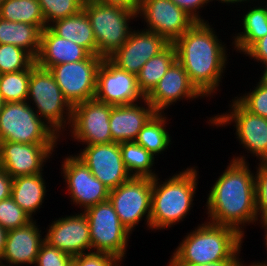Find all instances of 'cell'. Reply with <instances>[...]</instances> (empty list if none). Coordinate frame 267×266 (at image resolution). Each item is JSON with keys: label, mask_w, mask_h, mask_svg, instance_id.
I'll list each match as a JSON object with an SVG mask.
<instances>
[{"label": "cell", "mask_w": 267, "mask_h": 266, "mask_svg": "<svg viewBox=\"0 0 267 266\" xmlns=\"http://www.w3.org/2000/svg\"><path fill=\"white\" fill-rule=\"evenodd\" d=\"M77 212L55 218L43 229L45 242L72 257L92 251L88 218Z\"/></svg>", "instance_id": "obj_18"}, {"label": "cell", "mask_w": 267, "mask_h": 266, "mask_svg": "<svg viewBox=\"0 0 267 266\" xmlns=\"http://www.w3.org/2000/svg\"><path fill=\"white\" fill-rule=\"evenodd\" d=\"M168 116L170 115L166 112H156L140 130L135 140L137 144L144 147L156 159L159 155H164V152H167L172 147L171 144H173V138L169 131V126L172 127V124L169 125L172 122L169 121L172 119Z\"/></svg>", "instance_id": "obj_27"}, {"label": "cell", "mask_w": 267, "mask_h": 266, "mask_svg": "<svg viewBox=\"0 0 267 266\" xmlns=\"http://www.w3.org/2000/svg\"><path fill=\"white\" fill-rule=\"evenodd\" d=\"M69 266H77V265L72 261Z\"/></svg>", "instance_id": "obj_51"}, {"label": "cell", "mask_w": 267, "mask_h": 266, "mask_svg": "<svg viewBox=\"0 0 267 266\" xmlns=\"http://www.w3.org/2000/svg\"><path fill=\"white\" fill-rule=\"evenodd\" d=\"M13 178L0 168V201L11 197Z\"/></svg>", "instance_id": "obj_42"}, {"label": "cell", "mask_w": 267, "mask_h": 266, "mask_svg": "<svg viewBox=\"0 0 267 266\" xmlns=\"http://www.w3.org/2000/svg\"><path fill=\"white\" fill-rule=\"evenodd\" d=\"M77 266H122L123 264L114 255L103 252H86L73 257Z\"/></svg>", "instance_id": "obj_39"}, {"label": "cell", "mask_w": 267, "mask_h": 266, "mask_svg": "<svg viewBox=\"0 0 267 266\" xmlns=\"http://www.w3.org/2000/svg\"><path fill=\"white\" fill-rule=\"evenodd\" d=\"M248 6V9L247 7ZM253 6V7H252ZM243 13L239 14L240 30L233 32L229 41L231 52L244 54L262 37L267 34V5L261 0L257 3L239 7ZM245 8V9H244ZM241 15V17H240ZM242 30V31H241ZM233 36V37H232Z\"/></svg>", "instance_id": "obj_23"}, {"label": "cell", "mask_w": 267, "mask_h": 266, "mask_svg": "<svg viewBox=\"0 0 267 266\" xmlns=\"http://www.w3.org/2000/svg\"><path fill=\"white\" fill-rule=\"evenodd\" d=\"M253 169L255 170L257 214L261 221L267 219V160L257 161Z\"/></svg>", "instance_id": "obj_37"}, {"label": "cell", "mask_w": 267, "mask_h": 266, "mask_svg": "<svg viewBox=\"0 0 267 266\" xmlns=\"http://www.w3.org/2000/svg\"><path fill=\"white\" fill-rule=\"evenodd\" d=\"M137 19L144 24L143 30L157 33L169 43H174L197 22L172 0H140Z\"/></svg>", "instance_id": "obj_13"}, {"label": "cell", "mask_w": 267, "mask_h": 266, "mask_svg": "<svg viewBox=\"0 0 267 266\" xmlns=\"http://www.w3.org/2000/svg\"><path fill=\"white\" fill-rule=\"evenodd\" d=\"M108 200L122 225L131 234L142 221V227L145 225L144 229L151 232L152 178L131 177L117 188L109 190Z\"/></svg>", "instance_id": "obj_9"}, {"label": "cell", "mask_w": 267, "mask_h": 266, "mask_svg": "<svg viewBox=\"0 0 267 266\" xmlns=\"http://www.w3.org/2000/svg\"><path fill=\"white\" fill-rule=\"evenodd\" d=\"M61 144V138L28 102H6L0 113V142Z\"/></svg>", "instance_id": "obj_8"}, {"label": "cell", "mask_w": 267, "mask_h": 266, "mask_svg": "<svg viewBox=\"0 0 267 266\" xmlns=\"http://www.w3.org/2000/svg\"><path fill=\"white\" fill-rule=\"evenodd\" d=\"M257 225L261 226L260 229H263V231H264V233H263L264 235H262L264 240H262V241H263V245L265 246L266 253H267V219L258 221ZM261 262L267 263V260L266 259L264 261L261 260Z\"/></svg>", "instance_id": "obj_47"}, {"label": "cell", "mask_w": 267, "mask_h": 266, "mask_svg": "<svg viewBox=\"0 0 267 266\" xmlns=\"http://www.w3.org/2000/svg\"><path fill=\"white\" fill-rule=\"evenodd\" d=\"M83 10L90 19L97 43V56L101 58L113 55L136 28L131 26L138 20L136 10L94 0H84Z\"/></svg>", "instance_id": "obj_6"}, {"label": "cell", "mask_w": 267, "mask_h": 266, "mask_svg": "<svg viewBox=\"0 0 267 266\" xmlns=\"http://www.w3.org/2000/svg\"><path fill=\"white\" fill-rule=\"evenodd\" d=\"M57 145L0 142V168L12 178L44 173L47 163L57 155Z\"/></svg>", "instance_id": "obj_16"}, {"label": "cell", "mask_w": 267, "mask_h": 266, "mask_svg": "<svg viewBox=\"0 0 267 266\" xmlns=\"http://www.w3.org/2000/svg\"><path fill=\"white\" fill-rule=\"evenodd\" d=\"M0 18L35 25L41 30L46 27L38 0H3Z\"/></svg>", "instance_id": "obj_31"}, {"label": "cell", "mask_w": 267, "mask_h": 266, "mask_svg": "<svg viewBox=\"0 0 267 266\" xmlns=\"http://www.w3.org/2000/svg\"><path fill=\"white\" fill-rule=\"evenodd\" d=\"M59 168L68 199L81 212L108 200L109 189L98 180L75 154L62 156Z\"/></svg>", "instance_id": "obj_12"}, {"label": "cell", "mask_w": 267, "mask_h": 266, "mask_svg": "<svg viewBox=\"0 0 267 266\" xmlns=\"http://www.w3.org/2000/svg\"><path fill=\"white\" fill-rule=\"evenodd\" d=\"M48 28L57 36L84 47L91 55H97V43L90 19L82 9L69 17L55 21Z\"/></svg>", "instance_id": "obj_26"}, {"label": "cell", "mask_w": 267, "mask_h": 266, "mask_svg": "<svg viewBox=\"0 0 267 266\" xmlns=\"http://www.w3.org/2000/svg\"><path fill=\"white\" fill-rule=\"evenodd\" d=\"M237 260H223L205 264L167 263L166 266H236Z\"/></svg>", "instance_id": "obj_44"}, {"label": "cell", "mask_w": 267, "mask_h": 266, "mask_svg": "<svg viewBox=\"0 0 267 266\" xmlns=\"http://www.w3.org/2000/svg\"><path fill=\"white\" fill-rule=\"evenodd\" d=\"M72 261L71 255L44 241L40 246L34 266H69Z\"/></svg>", "instance_id": "obj_38"}, {"label": "cell", "mask_w": 267, "mask_h": 266, "mask_svg": "<svg viewBox=\"0 0 267 266\" xmlns=\"http://www.w3.org/2000/svg\"><path fill=\"white\" fill-rule=\"evenodd\" d=\"M46 27L83 9L84 0H38Z\"/></svg>", "instance_id": "obj_34"}, {"label": "cell", "mask_w": 267, "mask_h": 266, "mask_svg": "<svg viewBox=\"0 0 267 266\" xmlns=\"http://www.w3.org/2000/svg\"><path fill=\"white\" fill-rule=\"evenodd\" d=\"M205 99L191 83L187 72L176 60L160 79L154 89L145 97L156 112L165 113L171 106L183 100L189 102Z\"/></svg>", "instance_id": "obj_19"}, {"label": "cell", "mask_w": 267, "mask_h": 266, "mask_svg": "<svg viewBox=\"0 0 267 266\" xmlns=\"http://www.w3.org/2000/svg\"><path fill=\"white\" fill-rule=\"evenodd\" d=\"M172 1L179 8L185 10L197 22H208L207 19L202 17L201 13L202 10H205L206 7H208L209 5L212 6L211 3L213 2V0H172Z\"/></svg>", "instance_id": "obj_40"}, {"label": "cell", "mask_w": 267, "mask_h": 266, "mask_svg": "<svg viewBox=\"0 0 267 266\" xmlns=\"http://www.w3.org/2000/svg\"><path fill=\"white\" fill-rule=\"evenodd\" d=\"M170 175L164 179L160 174L152 178L151 232L168 230L185 221L193 211V201H197L201 178L198 166L190 165Z\"/></svg>", "instance_id": "obj_3"}, {"label": "cell", "mask_w": 267, "mask_h": 266, "mask_svg": "<svg viewBox=\"0 0 267 266\" xmlns=\"http://www.w3.org/2000/svg\"><path fill=\"white\" fill-rule=\"evenodd\" d=\"M33 220L12 197L0 201V225L7 231L26 226Z\"/></svg>", "instance_id": "obj_36"}, {"label": "cell", "mask_w": 267, "mask_h": 266, "mask_svg": "<svg viewBox=\"0 0 267 266\" xmlns=\"http://www.w3.org/2000/svg\"><path fill=\"white\" fill-rule=\"evenodd\" d=\"M27 102L60 138L68 132L73 107L49 70L36 66L31 71Z\"/></svg>", "instance_id": "obj_7"}, {"label": "cell", "mask_w": 267, "mask_h": 266, "mask_svg": "<svg viewBox=\"0 0 267 266\" xmlns=\"http://www.w3.org/2000/svg\"><path fill=\"white\" fill-rule=\"evenodd\" d=\"M34 219L26 226L8 231L4 253L0 259L3 266H33L41 244L44 231ZM43 235V236H42Z\"/></svg>", "instance_id": "obj_21"}, {"label": "cell", "mask_w": 267, "mask_h": 266, "mask_svg": "<svg viewBox=\"0 0 267 266\" xmlns=\"http://www.w3.org/2000/svg\"><path fill=\"white\" fill-rule=\"evenodd\" d=\"M207 192L203 207L205 220L229 226L243 237L247 226H256L259 219L256 207L255 171L249 162L229 159Z\"/></svg>", "instance_id": "obj_1"}, {"label": "cell", "mask_w": 267, "mask_h": 266, "mask_svg": "<svg viewBox=\"0 0 267 266\" xmlns=\"http://www.w3.org/2000/svg\"><path fill=\"white\" fill-rule=\"evenodd\" d=\"M155 113L146 99L135 104L113 106L109 118L112 140L119 143L135 141L140 130Z\"/></svg>", "instance_id": "obj_22"}, {"label": "cell", "mask_w": 267, "mask_h": 266, "mask_svg": "<svg viewBox=\"0 0 267 266\" xmlns=\"http://www.w3.org/2000/svg\"><path fill=\"white\" fill-rule=\"evenodd\" d=\"M252 85L253 89L236 95L234 98L248 111L267 118V83L261 79Z\"/></svg>", "instance_id": "obj_35"}, {"label": "cell", "mask_w": 267, "mask_h": 266, "mask_svg": "<svg viewBox=\"0 0 267 266\" xmlns=\"http://www.w3.org/2000/svg\"><path fill=\"white\" fill-rule=\"evenodd\" d=\"M177 60L176 48L170 43L162 52L149 59L137 74L138 88L146 97Z\"/></svg>", "instance_id": "obj_29"}, {"label": "cell", "mask_w": 267, "mask_h": 266, "mask_svg": "<svg viewBox=\"0 0 267 266\" xmlns=\"http://www.w3.org/2000/svg\"><path fill=\"white\" fill-rule=\"evenodd\" d=\"M84 213L88 218L92 251L108 253L125 262L132 234L122 225L110 201L98 203Z\"/></svg>", "instance_id": "obj_10"}, {"label": "cell", "mask_w": 267, "mask_h": 266, "mask_svg": "<svg viewBox=\"0 0 267 266\" xmlns=\"http://www.w3.org/2000/svg\"><path fill=\"white\" fill-rule=\"evenodd\" d=\"M185 233L168 263L205 264L223 260H238L245 237L229 226L208 221L197 224Z\"/></svg>", "instance_id": "obj_4"}, {"label": "cell", "mask_w": 267, "mask_h": 266, "mask_svg": "<svg viewBox=\"0 0 267 266\" xmlns=\"http://www.w3.org/2000/svg\"><path fill=\"white\" fill-rule=\"evenodd\" d=\"M4 103L5 102H4L3 98L0 95V113H1V110L3 109Z\"/></svg>", "instance_id": "obj_50"}, {"label": "cell", "mask_w": 267, "mask_h": 266, "mask_svg": "<svg viewBox=\"0 0 267 266\" xmlns=\"http://www.w3.org/2000/svg\"><path fill=\"white\" fill-rule=\"evenodd\" d=\"M42 30L35 25L0 18V44H12L26 50L36 59Z\"/></svg>", "instance_id": "obj_28"}, {"label": "cell", "mask_w": 267, "mask_h": 266, "mask_svg": "<svg viewBox=\"0 0 267 266\" xmlns=\"http://www.w3.org/2000/svg\"><path fill=\"white\" fill-rule=\"evenodd\" d=\"M112 107L95 98L74 105L69 132L62 136L61 142L67 138L82 146L114 142L109 127Z\"/></svg>", "instance_id": "obj_11"}, {"label": "cell", "mask_w": 267, "mask_h": 266, "mask_svg": "<svg viewBox=\"0 0 267 266\" xmlns=\"http://www.w3.org/2000/svg\"><path fill=\"white\" fill-rule=\"evenodd\" d=\"M46 173L13 178L11 197L32 219L44 208L43 203L48 199L46 197H49L47 192L50 186L44 178Z\"/></svg>", "instance_id": "obj_25"}, {"label": "cell", "mask_w": 267, "mask_h": 266, "mask_svg": "<svg viewBox=\"0 0 267 266\" xmlns=\"http://www.w3.org/2000/svg\"><path fill=\"white\" fill-rule=\"evenodd\" d=\"M35 59L20 47L0 44V74L28 69Z\"/></svg>", "instance_id": "obj_33"}, {"label": "cell", "mask_w": 267, "mask_h": 266, "mask_svg": "<svg viewBox=\"0 0 267 266\" xmlns=\"http://www.w3.org/2000/svg\"><path fill=\"white\" fill-rule=\"evenodd\" d=\"M7 235H8V231L0 225V259L5 250Z\"/></svg>", "instance_id": "obj_46"}, {"label": "cell", "mask_w": 267, "mask_h": 266, "mask_svg": "<svg viewBox=\"0 0 267 266\" xmlns=\"http://www.w3.org/2000/svg\"><path fill=\"white\" fill-rule=\"evenodd\" d=\"M90 53L82 46L55 35L48 27L41 33L37 66L49 70L52 66L85 60Z\"/></svg>", "instance_id": "obj_24"}, {"label": "cell", "mask_w": 267, "mask_h": 266, "mask_svg": "<svg viewBox=\"0 0 267 266\" xmlns=\"http://www.w3.org/2000/svg\"><path fill=\"white\" fill-rule=\"evenodd\" d=\"M36 66L34 62L28 69L0 74V95L5 103L27 101L31 71Z\"/></svg>", "instance_id": "obj_32"}, {"label": "cell", "mask_w": 267, "mask_h": 266, "mask_svg": "<svg viewBox=\"0 0 267 266\" xmlns=\"http://www.w3.org/2000/svg\"><path fill=\"white\" fill-rule=\"evenodd\" d=\"M254 63H261L260 68L267 63V34L258 40L245 54Z\"/></svg>", "instance_id": "obj_41"}, {"label": "cell", "mask_w": 267, "mask_h": 266, "mask_svg": "<svg viewBox=\"0 0 267 266\" xmlns=\"http://www.w3.org/2000/svg\"><path fill=\"white\" fill-rule=\"evenodd\" d=\"M213 1H218L217 3H221V5H225V6H230L229 8L231 9L232 11V6H233V9L235 8L234 5H236V8H239L241 6H244V5H249L250 4H254V3H257L258 1L260 0H213ZM238 6V7H237Z\"/></svg>", "instance_id": "obj_45"}, {"label": "cell", "mask_w": 267, "mask_h": 266, "mask_svg": "<svg viewBox=\"0 0 267 266\" xmlns=\"http://www.w3.org/2000/svg\"><path fill=\"white\" fill-rule=\"evenodd\" d=\"M228 103V111L223 113L214 114L211 117H206V124L211 128L216 127H233V132L236 141H238L241 148L244 150L241 153L232 154L231 159L248 162L250 156L256 157V161L267 160V118L259 115H255L246 110L235 98ZM245 151V152H244ZM243 152V153H242ZM247 153V154H245ZM237 154V156H236ZM243 154V155H242Z\"/></svg>", "instance_id": "obj_5"}, {"label": "cell", "mask_w": 267, "mask_h": 266, "mask_svg": "<svg viewBox=\"0 0 267 266\" xmlns=\"http://www.w3.org/2000/svg\"><path fill=\"white\" fill-rule=\"evenodd\" d=\"M102 60L100 56L90 54L85 60L58 64L49 69L72 107L95 97L97 71Z\"/></svg>", "instance_id": "obj_14"}, {"label": "cell", "mask_w": 267, "mask_h": 266, "mask_svg": "<svg viewBox=\"0 0 267 266\" xmlns=\"http://www.w3.org/2000/svg\"><path fill=\"white\" fill-rule=\"evenodd\" d=\"M134 28L126 42L109 59L119 68L137 75L143 65L170 43L157 33Z\"/></svg>", "instance_id": "obj_20"}, {"label": "cell", "mask_w": 267, "mask_h": 266, "mask_svg": "<svg viewBox=\"0 0 267 266\" xmlns=\"http://www.w3.org/2000/svg\"><path fill=\"white\" fill-rule=\"evenodd\" d=\"M96 100L112 106L141 102L145 96L138 88L137 75L129 73L109 58H103L97 71Z\"/></svg>", "instance_id": "obj_15"}, {"label": "cell", "mask_w": 267, "mask_h": 266, "mask_svg": "<svg viewBox=\"0 0 267 266\" xmlns=\"http://www.w3.org/2000/svg\"><path fill=\"white\" fill-rule=\"evenodd\" d=\"M216 31L209 21L196 22L173 43L177 61L191 83L209 101L222 91L225 70L232 60L228 58L231 54H228L227 43L219 39L221 36Z\"/></svg>", "instance_id": "obj_2"}, {"label": "cell", "mask_w": 267, "mask_h": 266, "mask_svg": "<svg viewBox=\"0 0 267 266\" xmlns=\"http://www.w3.org/2000/svg\"><path fill=\"white\" fill-rule=\"evenodd\" d=\"M244 261L242 256H239L236 266H267V263L260 262L259 259L258 261L255 260V262L252 261L251 263H246Z\"/></svg>", "instance_id": "obj_48"}, {"label": "cell", "mask_w": 267, "mask_h": 266, "mask_svg": "<svg viewBox=\"0 0 267 266\" xmlns=\"http://www.w3.org/2000/svg\"><path fill=\"white\" fill-rule=\"evenodd\" d=\"M94 1L108 5L121 6L136 11L138 10L140 2V0H94Z\"/></svg>", "instance_id": "obj_43"}, {"label": "cell", "mask_w": 267, "mask_h": 266, "mask_svg": "<svg viewBox=\"0 0 267 266\" xmlns=\"http://www.w3.org/2000/svg\"><path fill=\"white\" fill-rule=\"evenodd\" d=\"M120 151L124 165L132 177L155 178L159 175V172H155L158 159L135 141L121 142Z\"/></svg>", "instance_id": "obj_30"}, {"label": "cell", "mask_w": 267, "mask_h": 266, "mask_svg": "<svg viewBox=\"0 0 267 266\" xmlns=\"http://www.w3.org/2000/svg\"><path fill=\"white\" fill-rule=\"evenodd\" d=\"M261 70V77L259 76V79L263 80L264 82L267 83V63H265L262 68H260ZM264 69V70H263Z\"/></svg>", "instance_id": "obj_49"}, {"label": "cell", "mask_w": 267, "mask_h": 266, "mask_svg": "<svg viewBox=\"0 0 267 266\" xmlns=\"http://www.w3.org/2000/svg\"><path fill=\"white\" fill-rule=\"evenodd\" d=\"M82 147L74 154L109 190L117 188L132 177L122 160L119 142Z\"/></svg>", "instance_id": "obj_17"}]
</instances>
